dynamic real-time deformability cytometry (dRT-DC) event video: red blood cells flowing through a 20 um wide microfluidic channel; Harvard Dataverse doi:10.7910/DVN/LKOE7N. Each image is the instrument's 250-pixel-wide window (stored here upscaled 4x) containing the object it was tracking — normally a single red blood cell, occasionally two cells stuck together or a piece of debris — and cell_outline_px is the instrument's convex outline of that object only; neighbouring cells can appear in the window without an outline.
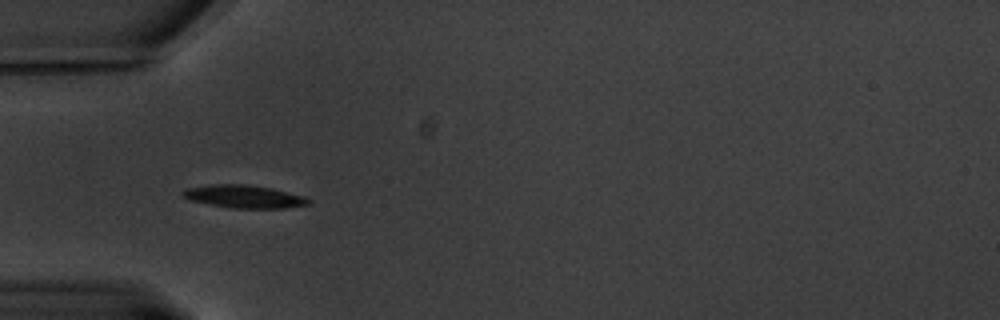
{"species": "common noctule bat (a hibernating species)", "species_latin": "Nyctalus noctula", "temperature_condition": "warm", "stored_images_in_passage": 43, "camera_frame_rate_fps": 3000, "um_per_image_px": 0.085, "animal": {"sex": "male", "body_mass_g": 20.1, "forearm_length_mm": 53.5}, "frame": {"image": 1, "passage_image": 1, "time_ms": 0.0, "image_size_px": [1000, 320], "cell_outline_px": [[312, 200], [308, 204], [284, 208], [232, 208], [208, 204], [188, 200], [184, 196], [184, 192], [188, 188], [212, 184], [244, 184], [272, 188], [304, 196]], "centroid_in_image_um": [20.77, 16.71], "position_along_channel_um": 64.2, "area_um2": 16.59}}
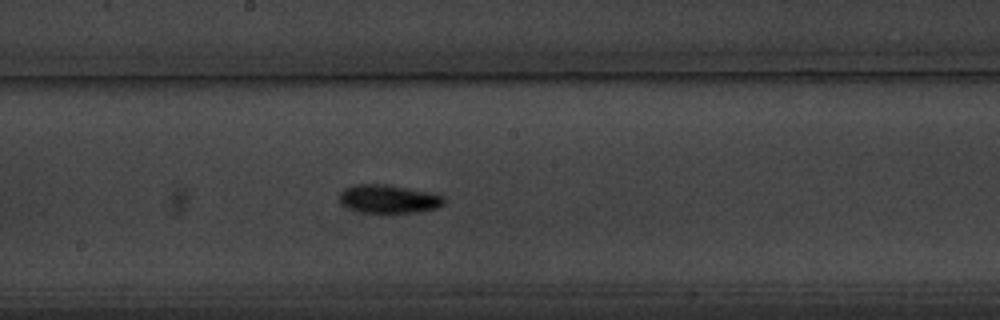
{"frame": {"image": 2, "passage_image": 15, "time_ms": 4.667, "image_size_px": [1000, 320], "cell_outline_px": [[444, 204], [436, 208], [420, 212], [380, 216], [360, 212], [348, 208], [340, 200], [340, 192], [344, 188], [356, 184], [384, 184], [408, 188], [428, 192], [444, 196]], "centroid_in_image_um": [33.03, 16.96], "position_along_channel_um": 215.2, "area_um2": 17.98}}
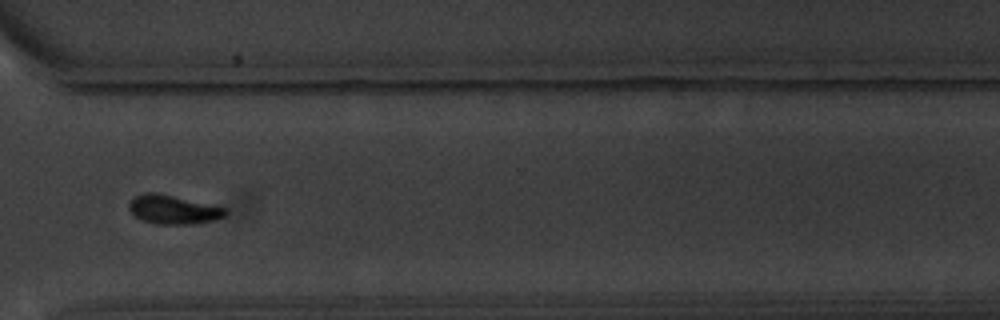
{"frame": {"image": 3, "passage_image": 28, "time_ms": 9.0, "image_size_px": [1000, 320], "cell_outline_px": [[228, 212], [224, 216], [212, 220], [192, 224], [156, 224], [140, 220], [128, 208], [128, 204], [136, 196], [144, 192], [156, 192], [224, 208]], "centroid_in_image_um": [14.67, 17.82], "position_along_channel_um": 355.9, "area_um2": 15.9}, "authors_computed_cell_mechanics": {"area_um2": 16.2418, "velocity_mm_per_s": 3.251, "shape_relaxation_time_tau1_ms": 3.0906, "shape_relaxation_time_tau2_ms": null, "deformation_change_tau1": 0.1219, "deformation_change_tau2": null}}